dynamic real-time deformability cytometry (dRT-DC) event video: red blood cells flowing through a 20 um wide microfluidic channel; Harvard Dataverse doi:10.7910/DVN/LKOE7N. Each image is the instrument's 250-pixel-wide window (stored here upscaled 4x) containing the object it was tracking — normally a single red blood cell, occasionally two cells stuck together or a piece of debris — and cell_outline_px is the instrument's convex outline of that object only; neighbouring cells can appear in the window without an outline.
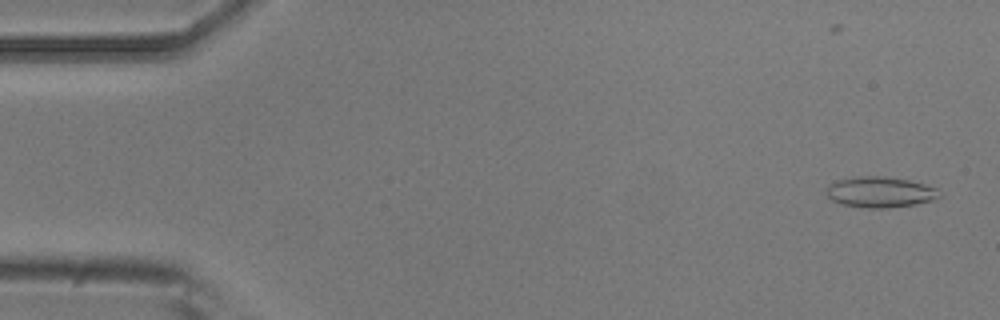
{"species": "common noctule bat (a hibernating species)", "species_latin": "Nyctalus noctula", "temperature_condition": "room temperature", "stored_images_in_passage": 5, "camera_frame_rate_fps": 3000, "um_per_image_px": 0.085, "animal": {"sex": "male", "body_mass_g": 20.5, "forearm_length_mm": 52.5}, "frame": {"image": 1, "passage_image": 1, "time_ms": 0.0, "image_size_px": [1000, 320], "cell_outline_px": [[940, 196], [936, 200], [916, 204], [888, 208], [868, 208], [840, 204], [832, 200], [828, 196], [828, 188], [836, 180], [860, 176], [884, 176], [908, 180], [924, 184], [936, 188]], "centroid_in_image_um": [74.84, 16.34], "position_along_channel_um": 10.2, "area_um2": 20.11}}